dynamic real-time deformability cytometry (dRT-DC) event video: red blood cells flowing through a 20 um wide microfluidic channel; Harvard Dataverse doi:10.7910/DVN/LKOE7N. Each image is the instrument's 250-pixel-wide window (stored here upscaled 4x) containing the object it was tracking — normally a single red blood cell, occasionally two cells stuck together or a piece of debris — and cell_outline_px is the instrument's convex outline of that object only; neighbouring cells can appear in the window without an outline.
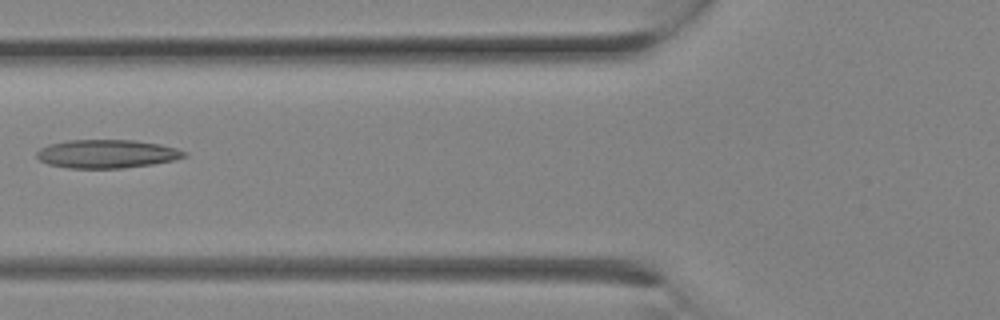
{"species": "Egyptian fruit bat (a non-hibernating species)", "species_latin": "Rousettus aegyptiacus", "temperature_condition": "room temperature", "stored_images_in_passage": 10, "camera_frame_rate_fps": 3000, "um_per_image_px": 0.085, "animal": {"sex": "female"}, "frame": {"image": 1, "passage_image": 3, "time_ms": 0.667, "image_size_px": [1000, 320], "cell_outline_px": [[188, 156], [172, 160], [152, 164], [124, 168], [68, 168], [48, 164], [40, 160], [36, 156], [36, 152], [40, 148], [48, 144], [68, 140], [132, 140], [160, 144], [176, 148], [188, 152]], "centroid_in_image_um": [9.07, 13.07], "position_along_channel_um": 116.7, "area_um2": 24.51}}
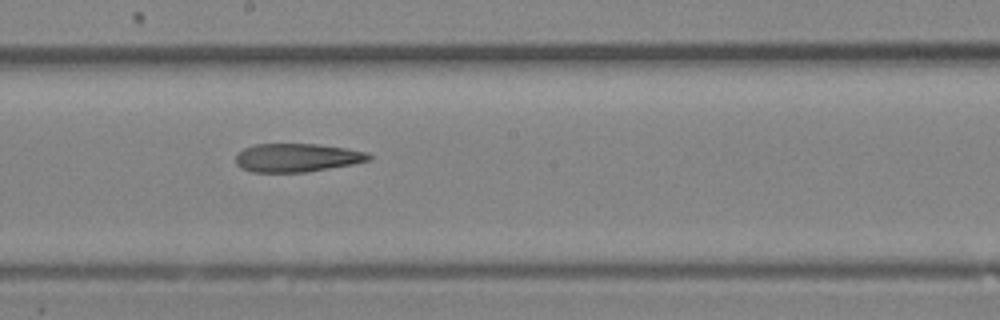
{"frame": {"image": 2, "passage_image": 7, "time_ms": 2.0, "image_size_px": [1000, 320], "cell_outline_px": [[372, 160], [352, 164], [308, 172], [252, 172], [240, 168], [236, 164], [236, 156], [244, 148], [256, 144], [316, 144], [348, 148], [368, 152], [372, 156]], "centroid_in_image_um": [25.27, 13.4], "position_along_channel_um": 222.9, "area_um2": 22.2}}
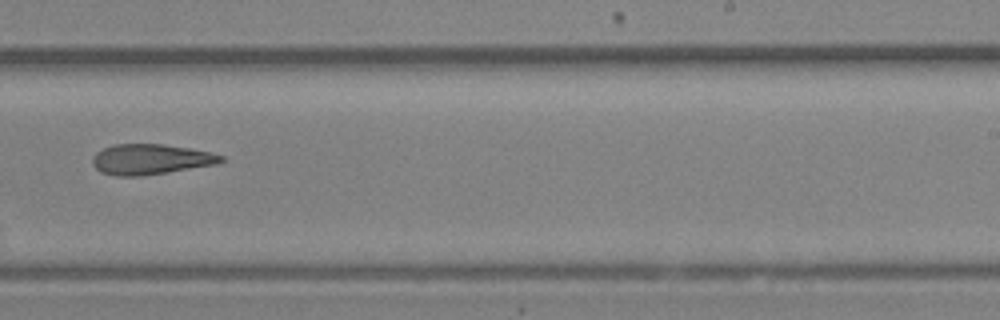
{"frame": {"image": 3, "passage_image": 9, "time_ms": 2.667, "image_size_px": [1000, 320], "cell_outline_px": [[224, 160], [216, 164], [140, 176], [116, 176], [100, 172], [92, 164], [92, 160], [96, 152], [112, 144], [164, 144], [192, 148], [212, 152], [224, 156]], "centroid_in_image_um": [12.8, 13.53], "position_along_channel_um": 276.2, "area_um2": 22.77}}